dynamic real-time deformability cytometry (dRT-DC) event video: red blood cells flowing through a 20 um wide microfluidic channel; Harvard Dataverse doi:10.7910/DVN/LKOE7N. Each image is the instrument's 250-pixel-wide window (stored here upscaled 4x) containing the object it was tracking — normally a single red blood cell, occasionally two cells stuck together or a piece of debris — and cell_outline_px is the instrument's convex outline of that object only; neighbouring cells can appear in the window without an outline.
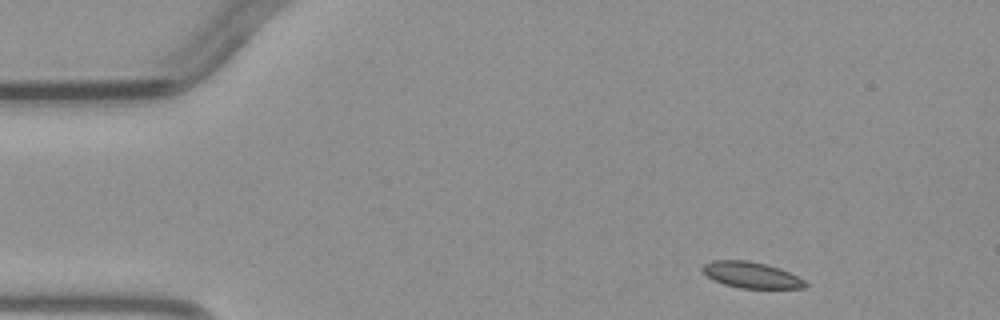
{"species": "common noctule bat (a hibernating species)", "species_latin": "Nyctalus noctula", "temperature_condition": "warm", "stored_images_in_passage": 3, "camera_frame_rate_fps": 3000, "um_per_image_px": 0.085, "animal": {"sex": "male", "body_mass_g": 23.1, "forearm_length_mm": 52.7}, "frame": {"image": 1, "passage_image": 1, "time_ms": 0.0, "image_size_px": [1000, 320], "cell_outline_px": [[808, 284], [804, 288], [740, 288], [724, 284], [708, 276], [700, 268], [704, 264], [712, 260], [748, 260], [768, 264], [780, 268], [804, 280]], "centroid_in_image_um": [63.86, 23.36], "position_along_channel_um": 21.1, "area_um2": 15.55}}